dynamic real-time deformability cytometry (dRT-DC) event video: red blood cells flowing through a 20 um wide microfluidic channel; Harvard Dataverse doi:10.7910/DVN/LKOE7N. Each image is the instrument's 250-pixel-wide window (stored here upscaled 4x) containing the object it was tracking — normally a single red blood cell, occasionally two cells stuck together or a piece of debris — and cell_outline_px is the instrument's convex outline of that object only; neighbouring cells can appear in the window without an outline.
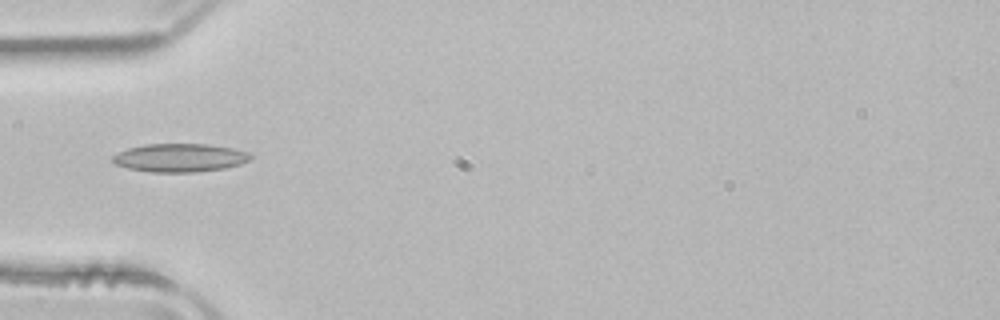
{"species": "common noctule bat (a hibernating species)", "species_latin": "Nyctalus noctula", "temperature_condition": "room temperature", "stored_images_in_passage": 4, "camera_frame_rate_fps": 3000, "um_per_image_px": 0.085, "animal": {"sex": "male", "body_mass_g": 21.5, "forearm_length_mm": 52.0}, "frame": {"image": 1, "passage_image": 4, "time_ms": 1.0, "image_size_px": [1000, 320], "cell_outline_px": [[252, 156], [248, 160], [240, 164], [224, 168], [196, 172], [152, 172], [128, 168], [116, 164], [112, 160], [112, 156], [128, 148], [148, 144], [208, 144], [232, 148], [248, 152]], "centroid_in_image_um": [15.29, 13.41], "position_along_channel_um": 69.7, "area_um2": 22.54}}